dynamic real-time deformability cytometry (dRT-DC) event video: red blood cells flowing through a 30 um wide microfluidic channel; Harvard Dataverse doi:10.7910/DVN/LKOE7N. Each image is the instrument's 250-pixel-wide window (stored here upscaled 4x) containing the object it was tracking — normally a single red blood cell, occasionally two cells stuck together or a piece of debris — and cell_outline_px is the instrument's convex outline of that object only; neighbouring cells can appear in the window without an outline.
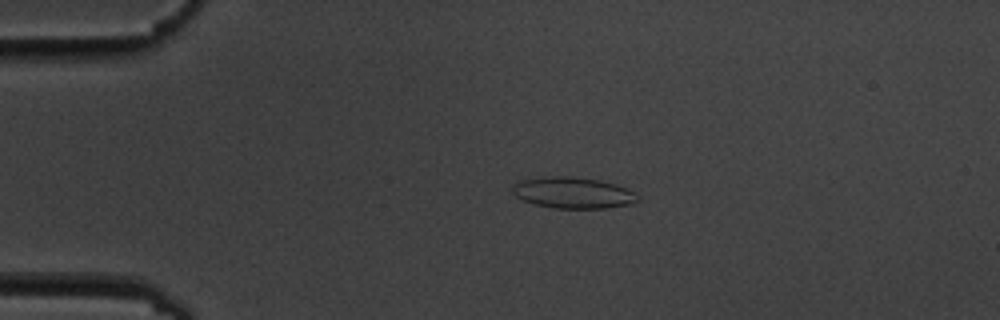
{"species": "common noctule bat (a hibernating species)", "species_latin": "Nyctalus noctula", "temperature_condition": "cold", "stored_images_in_passage": 5, "camera_frame_rate_fps": 3000, "um_per_image_px": 0.085, "animal": {"sex": "male", "body_mass_g": 19.5, "forearm_length_mm": 54.6}, "frame": {"image": 1, "passage_image": 4, "time_ms": 3.333, "image_size_px": [1000, 320], "cell_outline_px": [[640, 200], [632, 204], [604, 208], [552, 208], [536, 204], [524, 200], [516, 196], [512, 192], [512, 184], [520, 180], [544, 176], [572, 176], [600, 180], [616, 184], [628, 188], [640, 196]], "centroid_in_image_um": [48.73, 16.37], "position_along_channel_um": 36.3, "area_um2": 23.06}}